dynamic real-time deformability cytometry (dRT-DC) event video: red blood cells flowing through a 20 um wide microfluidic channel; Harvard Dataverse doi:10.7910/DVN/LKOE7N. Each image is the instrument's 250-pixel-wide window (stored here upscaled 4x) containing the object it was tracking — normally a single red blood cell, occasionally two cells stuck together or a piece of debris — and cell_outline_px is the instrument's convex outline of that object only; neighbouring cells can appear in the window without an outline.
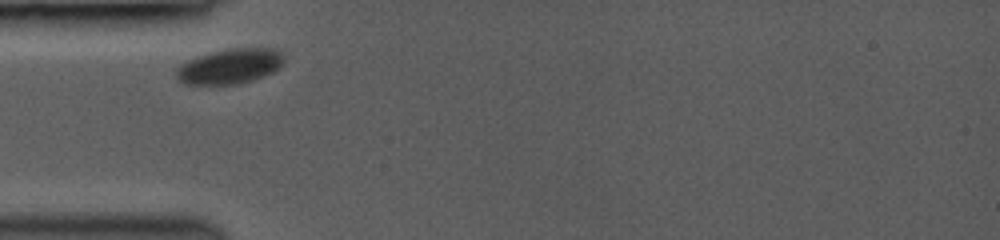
{"species": "common noctule bat (a hibernating species)", "species_latin": "Nyctalus noctula", "temperature_condition": "room temperature", "stored_images_in_passage": 3, "camera_frame_rate_fps": 3000, "um_per_image_px": 0.085, "animal": {"sex": "female", "body_mass_g": 19.0, "forearm_length_mm": 53.3}, "frame": {"image": 1, "passage_image": 1, "time_ms": 0.0, "image_size_px": [1000, 240], "cell_outline_px": [[284, 64], [280, 68], [264, 76], [240, 84], [184, 84], [176, 76], [176, 68], [180, 64], [196, 56], [228, 48], [276, 48], [284, 56]], "centroid_in_image_um": [19.56, 5.62], "position_along_channel_um": 65.4, "area_um2": 22.2}}
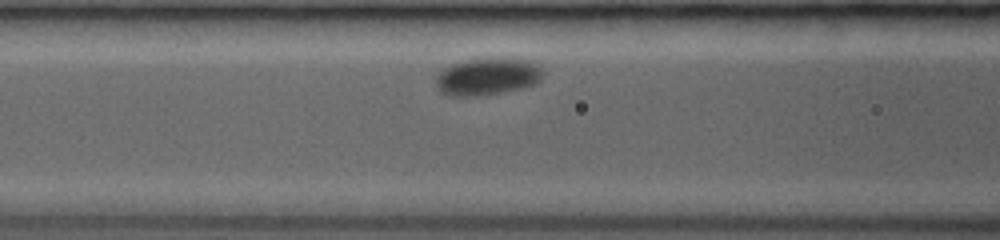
{"frame": {"image": 2, "passage_image": 3, "time_ms": 1.667, "image_size_px": [1000, 240], "cell_outline_px": [[544, 72], [540, 80], [532, 84], [520, 88], [480, 96], [448, 96], [440, 92], [436, 88], [436, 76], [444, 68], [452, 64], [464, 60], [488, 56], [500, 56], [528, 60], [544, 68]], "centroid_in_image_um": [41.42, 6.47], "position_along_channel_um": 125.2, "area_um2": 23.81}}